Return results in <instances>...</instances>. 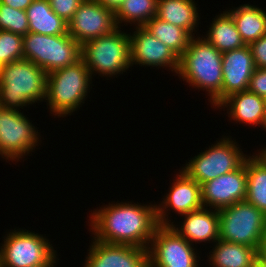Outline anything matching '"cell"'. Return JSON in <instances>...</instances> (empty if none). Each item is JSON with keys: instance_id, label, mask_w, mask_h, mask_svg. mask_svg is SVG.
<instances>
[{"instance_id": "4316f807", "label": "cell", "mask_w": 266, "mask_h": 267, "mask_svg": "<svg viewBox=\"0 0 266 267\" xmlns=\"http://www.w3.org/2000/svg\"><path fill=\"white\" fill-rule=\"evenodd\" d=\"M158 0H125L115 12L117 27L132 23L136 27H143L148 21L157 15ZM128 23V24H127Z\"/></svg>"}, {"instance_id": "83f0119b", "label": "cell", "mask_w": 266, "mask_h": 267, "mask_svg": "<svg viewBox=\"0 0 266 267\" xmlns=\"http://www.w3.org/2000/svg\"><path fill=\"white\" fill-rule=\"evenodd\" d=\"M0 30L26 35L29 32L26 10L0 3Z\"/></svg>"}, {"instance_id": "f546056e", "label": "cell", "mask_w": 266, "mask_h": 267, "mask_svg": "<svg viewBox=\"0 0 266 267\" xmlns=\"http://www.w3.org/2000/svg\"><path fill=\"white\" fill-rule=\"evenodd\" d=\"M51 9L67 23L73 18L83 0H48Z\"/></svg>"}, {"instance_id": "f1b7e54d", "label": "cell", "mask_w": 266, "mask_h": 267, "mask_svg": "<svg viewBox=\"0 0 266 267\" xmlns=\"http://www.w3.org/2000/svg\"><path fill=\"white\" fill-rule=\"evenodd\" d=\"M24 59L23 36L0 30V66Z\"/></svg>"}, {"instance_id": "7c38bea8", "label": "cell", "mask_w": 266, "mask_h": 267, "mask_svg": "<svg viewBox=\"0 0 266 267\" xmlns=\"http://www.w3.org/2000/svg\"><path fill=\"white\" fill-rule=\"evenodd\" d=\"M67 25L68 34L80 45L118 28L115 13L96 0H83Z\"/></svg>"}, {"instance_id": "9c48e42d", "label": "cell", "mask_w": 266, "mask_h": 267, "mask_svg": "<svg viewBox=\"0 0 266 267\" xmlns=\"http://www.w3.org/2000/svg\"><path fill=\"white\" fill-rule=\"evenodd\" d=\"M0 247V267H33L47 264L55 255L45 236L29 230L7 232Z\"/></svg>"}, {"instance_id": "5bb4252c", "label": "cell", "mask_w": 266, "mask_h": 267, "mask_svg": "<svg viewBox=\"0 0 266 267\" xmlns=\"http://www.w3.org/2000/svg\"><path fill=\"white\" fill-rule=\"evenodd\" d=\"M130 36V62L145 67H163L175 72L179 68V56L151 35L144 27H135Z\"/></svg>"}, {"instance_id": "7402d4cb", "label": "cell", "mask_w": 266, "mask_h": 267, "mask_svg": "<svg viewBox=\"0 0 266 267\" xmlns=\"http://www.w3.org/2000/svg\"><path fill=\"white\" fill-rule=\"evenodd\" d=\"M235 22L245 45L266 34V12L254 5L243 4L227 11Z\"/></svg>"}, {"instance_id": "7a4b0ae2", "label": "cell", "mask_w": 266, "mask_h": 267, "mask_svg": "<svg viewBox=\"0 0 266 267\" xmlns=\"http://www.w3.org/2000/svg\"><path fill=\"white\" fill-rule=\"evenodd\" d=\"M222 72V53L203 36H193L179 57L178 77L189 86L208 92V101L214 108L222 102Z\"/></svg>"}, {"instance_id": "cb8c5ba5", "label": "cell", "mask_w": 266, "mask_h": 267, "mask_svg": "<svg viewBox=\"0 0 266 267\" xmlns=\"http://www.w3.org/2000/svg\"><path fill=\"white\" fill-rule=\"evenodd\" d=\"M29 32L62 35L68 32L67 22L53 12L48 0H34L26 9Z\"/></svg>"}, {"instance_id": "d590c367", "label": "cell", "mask_w": 266, "mask_h": 267, "mask_svg": "<svg viewBox=\"0 0 266 267\" xmlns=\"http://www.w3.org/2000/svg\"><path fill=\"white\" fill-rule=\"evenodd\" d=\"M56 256L58 255H55L47 264L33 267H55V265H57L56 260L58 259Z\"/></svg>"}, {"instance_id": "ba28073f", "label": "cell", "mask_w": 266, "mask_h": 267, "mask_svg": "<svg viewBox=\"0 0 266 267\" xmlns=\"http://www.w3.org/2000/svg\"><path fill=\"white\" fill-rule=\"evenodd\" d=\"M237 142L230 136H224L208 150L199 152L181 169L190 178L202 185L209 180L238 169L246 160Z\"/></svg>"}, {"instance_id": "484cf974", "label": "cell", "mask_w": 266, "mask_h": 267, "mask_svg": "<svg viewBox=\"0 0 266 267\" xmlns=\"http://www.w3.org/2000/svg\"><path fill=\"white\" fill-rule=\"evenodd\" d=\"M151 35L173 50L179 57L189 46L192 36L184 29L153 17L143 26Z\"/></svg>"}, {"instance_id": "d6986e66", "label": "cell", "mask_w": 266, "mask_h": 267, "mask_svg": "<svg viewBox=\"0 0 266 267\" xmlns=\"http://www.w3.org/2000/svg\"><path fill=\"white\" fill-rule=\"evenodd\" d=\"M221 107V108H220ZM227 108L228 117L239 123L261 125L266 130V99L248 90L229 95L217 109Z\"/></svg>"}, {"instance_id": "3957f363", "label": "cell", "mask_w": 266, "mask_h": 267, "mask_svg": "<svg viewBox=\"0 0 266 267\" xmlns=\"http://www.w3.org/2000/svg\"><path fill=\"white\" fill-rule=\"evenodd\" d=\"M47 73L29 60L0 66V106L17 110L46 99Z\"/></svg>"}, {"instance_id": "e0dca14e", "label": "cell", "mask_w": 266, "mask_h": 267, "mask_svg": "<svg viewBox=\"0 0 266 267\" xmlns=\"http://www.w3.org/2000/svg\"><path fill=\"white\" fill-rule=\"evenodd\" d=\"M255 69L248 45L222 53V101L231 94L246 91Z\"/></svg>"}, {"instance_id": "44dd1931", "label": "cell", "mask_w": 266, "mask_h": 267, "mask_svg": "<svg viewBox=\"0 0 266 267\" xmlns=\"http://www.w3.org/2000/svg\"><path fill=\"white\" fill-rule=\"evenodd\" d=\"M208 257L212 267H249L258 260L256 248L221 239L215 242Z\"/></svg>"}, {"instance_id": "277c9868", "label": "cell", "mask_w": 266, "mask_h": 267, "mask_svg": "<svg viewBox=\"0 0 266 267\" xmlns=\"http://www.w3.org/2000/svg\"><path fill=\"white\" fill-rule=\"evenodd\" d=\"M91 81L92 76L82 59L48 73L45 102L50 113L59 118L77 111L90 93Z\"/></svg>"}, {"instance_id": "2e32d148", "label": "cell", "mask_w": 266, "mask_h": 267, "mask_svg": "<svg viewBox=\"0 0 266 267\" xmlns=\"http://www.w3.org/2000/svg\"><path fill=\"white\" fill-rule=\"evenodd\" d=\"M84 267H149L148 249L93 240Z\"/></svg>"}, {"instance_id": "d4e9b609", "label": "cell", "mask_w": 266, "mask_h": 267, "mask_svg": "<svg viewBox=\"0 0 266 267\" xmlns=\"http://www.w3.org/2000/svg\"><path fill=\"white\" fill-rule=\"evenodd\" d=\"M216 16L210 23L211 26L204 38L221 53L243 47L245 43L242 41L231 15L225 10Z\"/></svg>"}, {"instance_id": "e575fe53", "label": "cell", "mask_w": 266, "mask_h": 267, "mask_svg": "<svg viewBox=\"0 0 266 267\" xmlns=\"http://www.w3.org/2000/svg\"><path fill=\"white\" fill-rule=\"evenodd\" d=\"M258 260L266 261V229L261 236V242L257 250Z\"/></svg>"}, {"instance_id": "603a6c76", "label": "cell", "mask_w": 266, "mask_h": 267, "mask_svg": "<svg viewBox=\"0 0 266 267\" xmlns=\"http://www.w3.org/2000/svg\"><path fill=\"white\" fill-rule=\"evenodd\" d=\"M246 201L266 215V154L262 151L246 158Z\"/></svg>"}, {"instance_id": "74e56055", "label": "cell", "mask_w": 266, "mask_h": 267, "mask_svg": "<svg viewBox=\"0 0 266 267\" xmlns=\"http://www.w3.org/2000/svg\"><path fill=\"white\" fill-rule=\"evenodd\" d=\"M263 265V267H266V261H260Z\"/></svg>"}, {"instance_id": "ac0fdd59", "label": "cell", "mask_w": 266, "mask_h": 267, "mask_svg": "<svg viewBox=\"0 0 266 267\" xmlns=\"http://www.w3.org/2000/svg\"><path fill=\"white\" fill-rule=\"evenodd\" d=\"M181 216L184 219L181 227H177L174 222L169 225L190 244L215 243L220 239L218 210L202 207Z\"/></svg>"}, {"instance_id": "4fadbf2b", "label": "cell", "mask_w": 266, "mask_h": 267, "mask_svg": "<svg viewBox=\"0 0 266 267\" xmlns=\"http://www.w3.org/2000/svg\"><path fill=\"white\" fill-rule=\"evenodd\" d=\"M173 181L170 190H168L169 193L163 198L161 204H156V216L159 225L171 224L168 210L173 209L181 216L204 207L200 184L190 178L183 170H179Z\"/></svg>"}, {"instance_id": "8992f818", "label": "cell", "mask_w": 266, "mask_h": 267, "mask_svg": "<svg viewBox=\"0 0 266 267\" xmlns=\"http://www.w3.org/2000/svg\"><path fill=\"white\" fill-rule=\"evenodd\" d=\"M23 55L47 74L81 59V45L68 32L62 35H45L28 32L23 36Z\"/></svg>"}, {"instance_id": "f35d334b", "label": "cell", "mask_w": 266, "mask_h": 267, "mask_svg": "<svg viewBox=\"0 0 266 267\" xmlns=\"http://www.w3.org/2000/svg\"><path fill=\"white\" fill-rule=\"evenodd\" d=\"M261 149H262V150H261ZM261 149H259V151H262V152H263V151H265V150H266V147H264V149H263V148H261Z\"/></svg>"}, {"instance_id": "ffe728a7", "label": "cell", "mask_w": 266, "mask_h": 267, "mask_svg": "<svg viewBox=\"0 0 266 267\" xmlns=\"http://www.w3.org/2000/svg\"><path fill=\"white\" fill-rule=\"evenodd\" d=\"M196 6L195 0H158L156 16L186 30L193 37L200 20V10Z\"/></svg>"}, {"instance_id": "52a82bcc", "label": "cell", "mask_w": 266, "mask_h": 267, "mask_svg": "<svg viewBox=\"0 0 266 267\" xmlns=\"http://www.w3.org/2000/svg\"><path fill=\"white\" fill-rule=\"evenodd\" d=\"M220 239L244 244L258 250L266 229V215L253 204L239 201L218 210Z\"/></svg>"}, {"instance_id": "5b68a950", "label": "cell", "mask_w": 266, "mask_h": 267, "mask_svg": "<svg viewBox=\"0 0 266 267\" xmlns=\"http://www.w3.org/2000/svg\"><path fill=\"white\" fill-rule=\"evenodd\" d=\"M81 59L91 76L123 74L131 67L129 33L117 28L111 34L87 40L81 45Z\"/></svg>"}, {"instance_id": "4dcf8cb0", "label": "cell", "mask_w": 266, "mask_h": 267, "mask_svg": "<svg viewBox=\"0 0 266 267\" xmlns=\"http://www.w3.org/2000/svg\"><path fill=\"white\" fill-rule=\"evenodd\" d=\"M251 93L266 99V68H256L247 89Z\"/></svg>"}, {"instance_id": "30bf717a", "label": "cell", "mask_w": 266, "mask_h": 267, "mask_svg": "<svg viewBox=\"0 0 266 267\" xmlns=\"http://www.w3.org/2000/svg\"><path fill=\"white\" fill-rule=\"evenodd\" d=\"M20 110L0 107V156L20 161L40 143L38 130Z\"/></svg>"}, {"instance_id": "836d02e7", "label": "cell", "mask_w": 266, "mask_h": 267, "mask_svg": "<svg viewBox=\"0 0 266 267\" xmlns=\"http://www.w3.org/2000/svg\"><path fill=\"white\" fill-rule=\"evenodd\" d=\"M96 1L115 13L125 0H96Z\"/></svg>"}, {"instance_id": "1f68e13d", "label": "cell", "mask_w": 266, "mask_h": 267, "mask_svg": "<svg viewBox=\"0 0 266 267\" xmlns=\"http://www.w3.org/2000/svg\"><path fill=\"white\" fill-rule=\"evenodd\" d=\"M248 46L251 50L255 67L266 68V34Z\"/></svg>"}, {"instance_id": "8d00e7d4", "label": "cell", "mask_w": 266, "mask_h": 267, "mask_svg": "<svg viewBox=\"0 0 266 267\" xmlns=\"http://www.w3.org/2000/svg\"><path fill=\"white\" fill-rule=\"evenodd\" d=\"M249 267H263V265L259 260H257Z\"/></svg>"}, {"instance_id": "d6a6232c", "label": "cell", "mask_w": 266, "mask_h": 267, "mask_svg": "<svg viewBox=\"0 0 266 267\" xmlns=\"http://www.w3.org/2000/svg\"><path fill=\"white\" fill-rule=\"evenodd\" d=\"M33 1L34 0H0V3L9 5L12 8L26 10Z\"/></svg>"}, {"instance_id": "8fae6325", "label": "cell", "mask_w": 266, "mask_h": 267, "mask_svg": "<svg viewBox=\"0 0 266 267\" xmlns=\"http://www.w3.org/2000/svg\"><path fill=\"white\" fill-rule=\"evenodd\" d=\"M195 250L170 225H158L148 248L149 267H199Z\"/></svg>"}, {"instance_id": "6da1fadb", "label": "cell", "mask_w": 266, "mask_h": 267, "mask_svg": "<svg viewBox=\"0 0 266 267\" xmlns=\"http://www.w3.org/2000/svg\"><path fill=\"white\" fill-rule=\"evenodd\" d=\"M90 216L93 239L107 244L132 245L148 249L157 228L156 204L108 203ZM139 204V205H138ZM92 230V231H91Z\"/></svg>"}, {"instance_id": "9a60e30c", "label": "cell", "mask_w": 266, "mask_h": 267, "mask_svg": "<svg viewBox=\"0 0 266 267\" xmlns=\"http://www.w3.org/2000/svg\"><path fill=\"white\" fill-rule=\"evenodd\" d=\"M201 194L203 206L215 210L244 201L247 194L246 160L238 169L203 183Z\"/></svg>"}]
</instances>
